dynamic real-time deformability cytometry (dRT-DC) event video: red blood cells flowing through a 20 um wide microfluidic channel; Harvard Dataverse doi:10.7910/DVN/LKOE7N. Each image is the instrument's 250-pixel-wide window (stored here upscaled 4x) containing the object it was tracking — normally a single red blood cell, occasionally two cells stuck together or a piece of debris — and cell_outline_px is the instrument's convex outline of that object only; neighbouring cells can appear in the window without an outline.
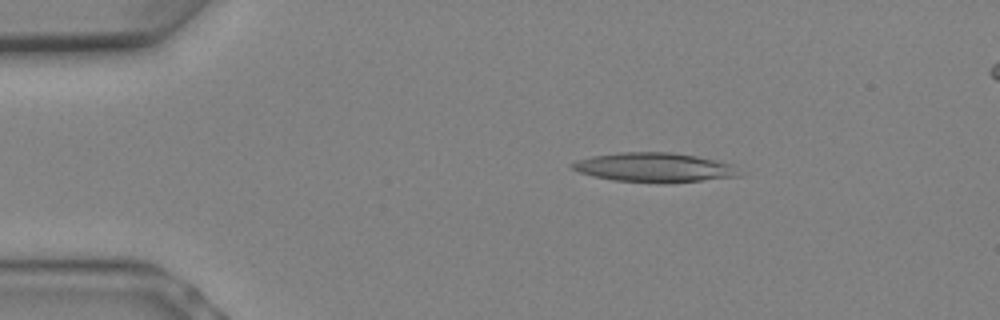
{"species": "Egyptian fruit bat (a non-hibernating species)", "species_latin": "Rousettus aegyptiacus", "temperature_condition": "warm", "stored_images_in_passage": 8, "camera_frame_rate_fps": 3000, "um_per_image_px": 0.085, "animal": {"sex": "female"}, "frame": {"image": 1, "passage_image": 4, "time_ms": 1.0, "image_size_px": [1000, 320], "cell_outline_px": [[744, 176], [700, 180], [612, 180], [592, 176], [580, 172], [572, 168], [568, 164], [576, 160], [592, 156], [620, 152], [672, 152], [696, 156], [716, 160], [732, 164]], "centroid_in_image_um": [55.59, 14.18], "position_along_channel_um": 29.4, "area_um2": 27.57}}
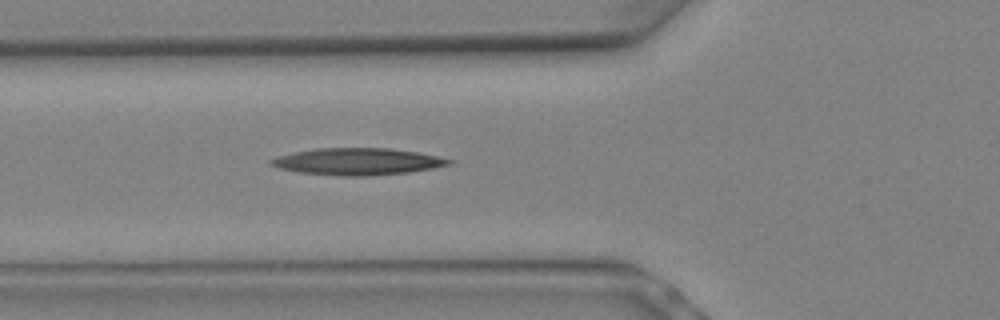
{"frame": {"image": 2, "passage_image": 8, "time_ms": 2.333, "image_size_px": [1000, 320], "cell_outline_px": [[456, 160], [452, 164], [432, 168], [408, 172], [368, 176], [340, 176], [300, 172], [280, 168], [268, 164], [268, 160], [276, 156], [292, 152], [316, 148], [388, 148], [416, 152]], "centroid_in_image_um": [30.36, 13.73], "position_along_channel_um": 95.4, "area_um2": 27.92}}